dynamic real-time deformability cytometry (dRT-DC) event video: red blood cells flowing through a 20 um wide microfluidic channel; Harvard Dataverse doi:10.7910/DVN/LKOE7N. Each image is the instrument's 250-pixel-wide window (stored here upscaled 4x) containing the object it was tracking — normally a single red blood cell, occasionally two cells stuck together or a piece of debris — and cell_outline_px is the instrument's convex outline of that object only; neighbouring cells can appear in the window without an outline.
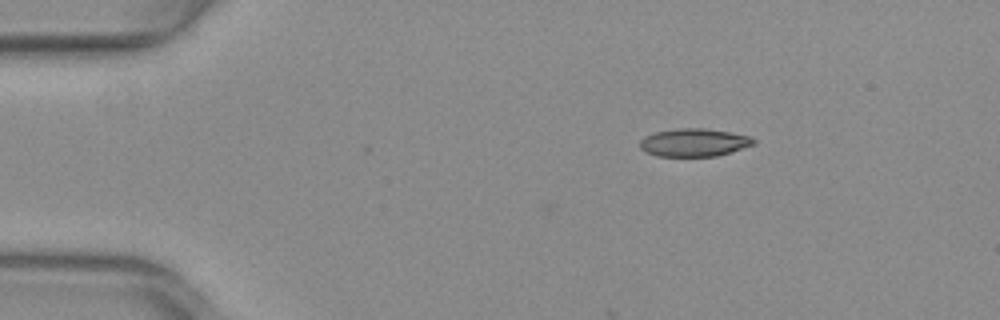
{"species": "common noctule bat (a hibernating species)", "species_latin": "Nyctalus noctula", "temperature_condition": "warm", "stored_images_in_passage": 36, "camera_frame_rate_fps": 3000, "um_per_image_px": 0.085, "animal": {"sex": "female", "body_mass_g": 29.2, "forearm_length_mm": 56.3}, "frame": {"image": 1, "passage_image": 1, "time_ms": 0.0, "image_size_px": [1000, 320], "cell_outline_px": [[756, 144], [716, 156], [656, 156], [644, 152], [640, 148], [640, 140], [644, 136], [656, 132], [676, 128], [704, 128], [728, 132], [748, 136], [756, 140]], "centroid_in_image_um": [58.95, 12.11], "position_along_channel_um": 26.0, "area_um2": 18.5}}
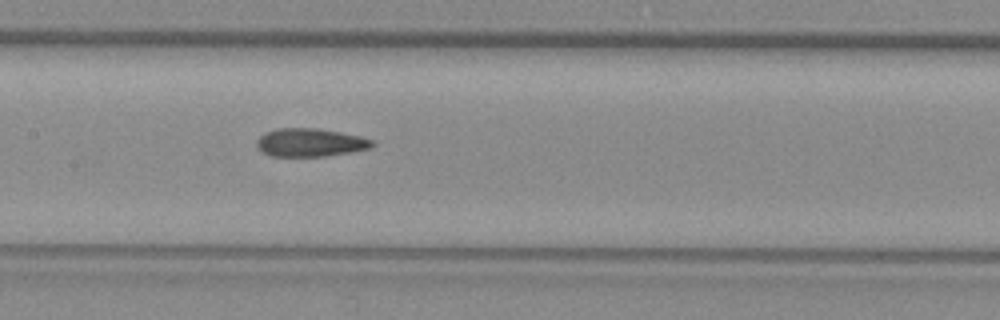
{"frame": {"image": 2, "passage_image": 18, "time_ms": 5.667, "image_size_px": [1000, 320], "cell_outline_px": [[376, 144], [372, 148], [324, 156], [272, 156], [264, 152], [256, 144], [256, 140], [264, 132], [276, 128], [316, 128], [340, 132], [360, 136], [372, 140]], "centroid_in_image_um": [26.37, 12.1], "position_along_channel_um": 181.0, "area_um2": 18.9}}
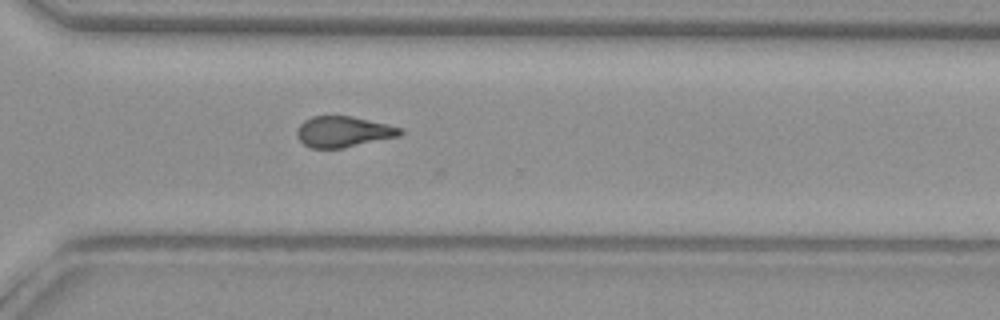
{"frame": {"image": 3, "passage_image": 30, "time_ms": 9.667, "image_size_px": [1000, 320], "cell_outline_px": [[404, 132], [400, 136], [344, 148], [312, 148], [304, 144], [296, 136], [296, 132], [300, 124], [304, 120], [312, 116], [352, 116], [400, 128]], "centroid_in_image_um": [29.16, 11.2], "position_along_channel_um": 341.4, "area_um2": 18.44}, "authors_computed_cell_mechanics": {"area_um2": 18.9295, "velocity_mm_per_s": 4.0255, "shape_relaxation_time_tau1_ms": 9.1181, "shape_relaxation_time_tau2_ms": 2.0816, "deformation_change_tau1": 0.2199, "deformation_change_tau2": 0.0937}}